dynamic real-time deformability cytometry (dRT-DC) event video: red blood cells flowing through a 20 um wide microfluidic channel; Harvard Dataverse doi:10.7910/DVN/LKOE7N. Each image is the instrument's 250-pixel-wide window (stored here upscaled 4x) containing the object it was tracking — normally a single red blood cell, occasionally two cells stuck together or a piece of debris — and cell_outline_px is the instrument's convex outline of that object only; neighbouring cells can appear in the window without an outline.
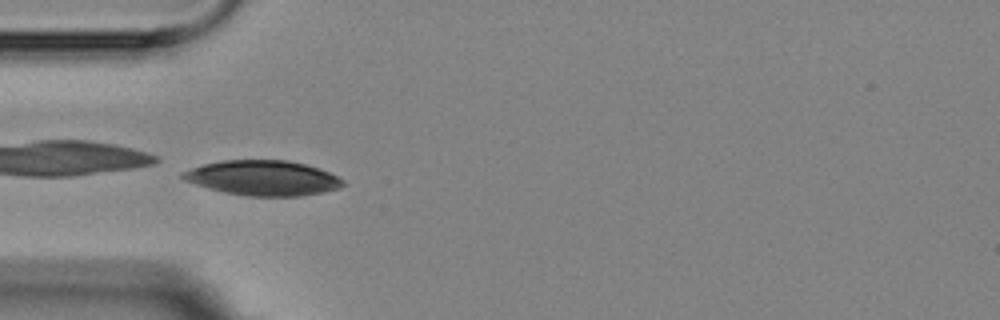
{"species": "Egyptian fruit bat (a non-hibernating species)", "species_latin": "Rousettus aegyptiacus", "temperature_condition": "room temperature", "stored_images_in_passage": 8, "camera_frame_rate_fps": 3000, "um_per_image_px": 0.085, "animal": {"sex": "female"}, "frame": {"image": 1, "passage_image": 3, "time_ms": 2.333, "image_size_px": [1000, 320], "cell_outline_px": [[344, 184], [340, 188], [300, 196], [248, 196], [224, 192], [208, 188], [184, 180], [180, 176], [180, 172], [204, 164], [220, 160], [288, 160], [304, 164], [328, 172], [344, 180]], "centroid_in_image_um": [22.31, 15.12], "position_along_channel_um": 62.7, "area_um2": 32.48}}
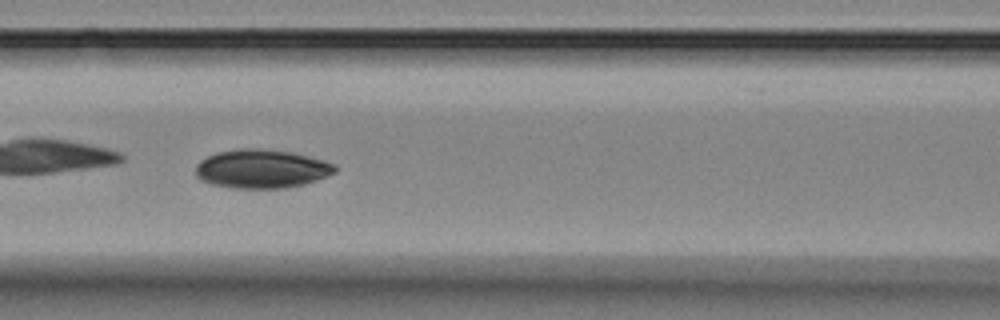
{"frame": {"image": 2, "passage_image": 5, "time_ms": 4.667, "image_size_px": [1000, 320], "cell_outline_px": [[336, 172], [328, 176], [304, 184], [288, 188], [232, 188], [212, 184], [200, 180], [196, 176], [196, 164], [200, 160], [216, 152], [236, 148], [260, 148], [292, 152], [324, 160], [336, 164]], "centroid_in_image_um": [22.23, 14.34], "position_along_channel_um": 144.4, "area_um2": 31.79}}
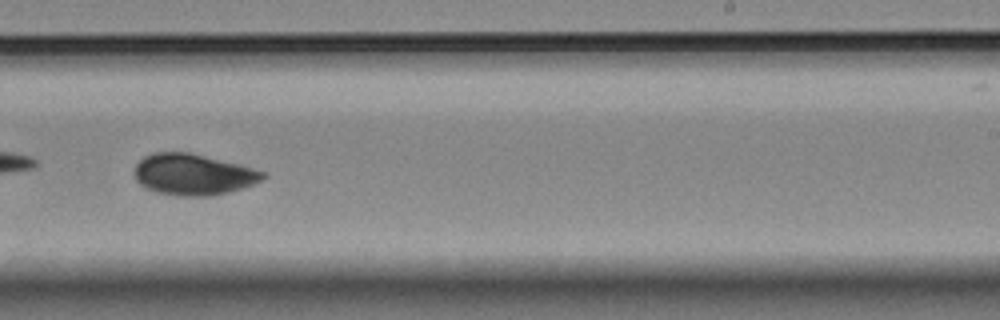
{"frame": {"image": 3, "passage_image": 8, "time_ms": 8.333, "image_size_px": [1000, 320], "cell_outline_px": [[268, 176], [252, 184], [228, 192], [212, 196], [176, 196], [156, 192], [140, 184], [136, 180], [136, 164], [144, 156], [152, 152], [188, 152], [236, 164], [264, 172]], "centroid_in_image_um": [16.38, 14.84], "position_along_channel_um": 272.6, "area_um2": 30.35}}